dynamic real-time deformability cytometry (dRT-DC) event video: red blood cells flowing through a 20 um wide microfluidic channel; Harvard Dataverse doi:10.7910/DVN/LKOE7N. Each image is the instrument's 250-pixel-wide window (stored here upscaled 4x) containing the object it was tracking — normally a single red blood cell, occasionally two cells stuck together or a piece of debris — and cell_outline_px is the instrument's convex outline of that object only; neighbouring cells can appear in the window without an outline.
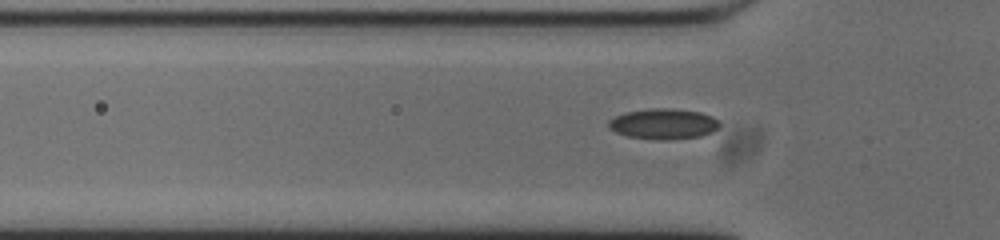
{"species": "common noctule bat (a hibernating species)", "species_latin": "Nyctalus noctula", "temperature_condition": "cold", "stored_images_in_passage": 31, "camera_frame_rate_fps": 3000, "um_per_image_px": 0.085, "animal": {"sex": "male", "body_mass_g": 20.0, "forearm_length_mm": 53.3}, "frame": {"image": 1, "passage_image": 5, "time_ms": 1.333, "image_size_px": [1000, 240], "cell_outline_px": [[720, 124], [712, 132], [700, 136], [668, 140], [660, 140], [628, 136], [616, 132], [608, 128], [608, 120], [624, 112], [652, 108], [672, 108], [700, 112], [712, 116], [720, 120]], "centroid_in_image_um": [56.39, 10.52], "position_along_channel_um": 69.4, "area_um2": 19.83}}
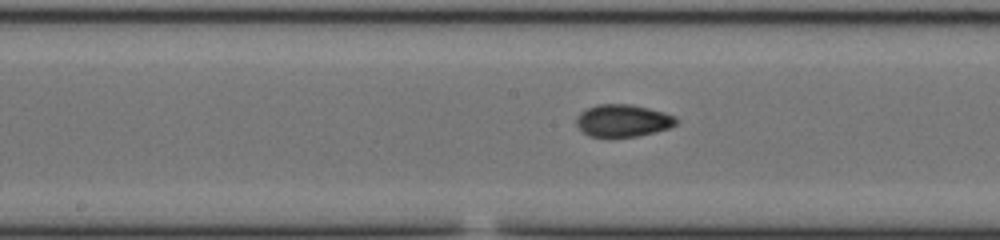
{"frame": {"image": 2, "passage_image": 15, "time_ms": 4.667, "image_size_px": [1000, 240], "cell_outline_px": [[680, 120], [676, 124], [668, 128], [656, 132], [636, 136], [588, 136], [576, 124], [576, 116], [580, 112], [596, 104], [632, 104], [664, 112], [676, 116]], "centroid_in_image_um": [52.97, 10.23], "position_along_channel_um": 195.2, "area_um2": 18.79}}
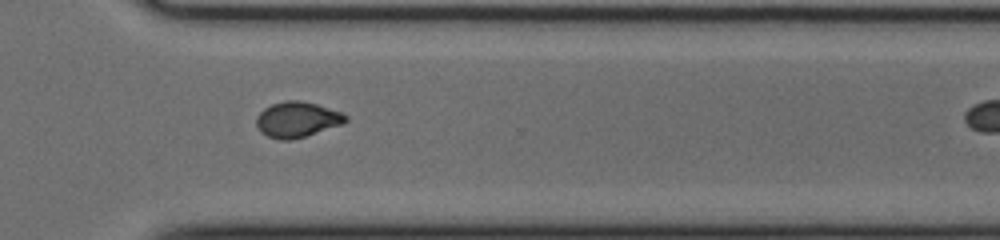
{"frame": {"image": 3, "passage_image": 27, "time_ms": 8.667, "image_size_px": [1000, 240], "cell_outline_px": [[348, 120], [344, 124], [292, 140], [280, 140], [268, 136], [260, 132], [256, 124], [256, 116], [264, 108], [272, 104], [284, 100], [300, 100], [316, 104], [340, 112], [348, 116]], "centroid_in_image_um": [25.25, 10.16], "position_along_channel_um": 345.4, "area_um2": 18.55}}